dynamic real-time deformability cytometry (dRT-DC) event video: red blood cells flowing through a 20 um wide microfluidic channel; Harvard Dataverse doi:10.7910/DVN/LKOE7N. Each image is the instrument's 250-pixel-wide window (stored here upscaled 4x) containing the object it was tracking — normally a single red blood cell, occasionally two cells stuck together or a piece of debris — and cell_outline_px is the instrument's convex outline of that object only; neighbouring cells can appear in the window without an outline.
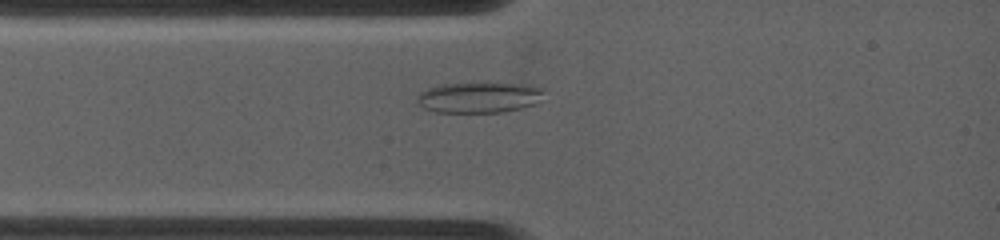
{"species": "common noctule bat (a hibernating species)", "species_latin": "Nyctalus noctula", "temperature_condition": "warm", "stored_images_in_passage": 8, "camera_frame_rate_fps": 4500, "um_per_image_px": 0.085, "animal": {"sex": "female", "body_mass_g": 19.0, "forearm_length_mm": 53.3}, "frame": {"image": 1, "passage_image": 4, "time_ms": 1.778, "image_size_px": [1000, 240], "cell_outline_px": [[544, 88], [536, 104], [504, 112], [436, 112], [424, 108], [416, 100], [416, 96], [420, 92], [428, 88], [440, 84], [484, 80], [488, 80], [532, 84]], "centroid_in_image_um": [40.74, 8.21], "position_along_channel_um": 44.3, "area_um2": 23.81}}
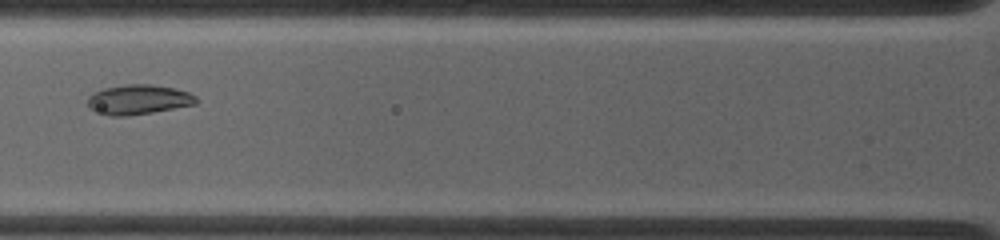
{"frame": {"image": 2, "passage_image": 7, "time_ms": 3.556, "image_size_px": [1000, 240], "cell_outline_px": [[200, 100], [196, 104], [152, 112], [128, 116], [108, 116], [88, 108], [88, 96], [104, 88], [124, 84], [152, 84], [172, 88], [188, 92], [196, 96]], "centroid_in_image_um": [11.77, 8.46], "position_along_channel_um": 114.0, "area_um2": 18.84}}